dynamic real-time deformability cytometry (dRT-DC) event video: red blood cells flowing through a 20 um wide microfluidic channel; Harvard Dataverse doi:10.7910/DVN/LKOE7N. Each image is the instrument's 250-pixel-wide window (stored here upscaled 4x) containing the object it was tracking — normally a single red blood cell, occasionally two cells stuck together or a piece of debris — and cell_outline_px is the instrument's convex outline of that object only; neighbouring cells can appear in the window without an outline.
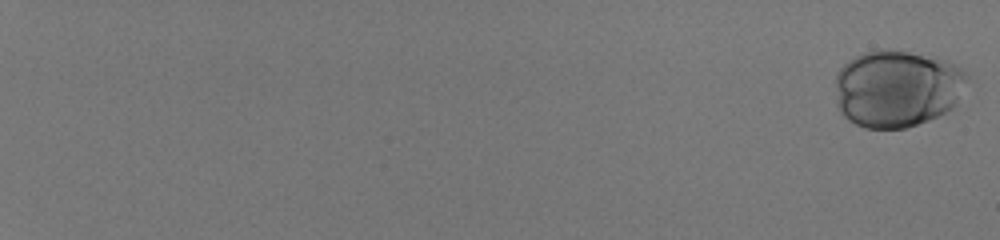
{"species": "human", "species_latin": "Homo sapiens", "temperature_condition": "room temperature", "stored_images_in_passage": 53, "camera_frame_rate_fps": 3000, "um_per_image_px": 0.085, "donor": {"sex": "male"}, "frame": {"image": 1, "passage_image": 1, "time_ms": 0.0, "image_size_px": [1000, 240], "cell_outline_px": [[968, 80], [956, 104], [952, 108], [940, 116], [904, 128], [864, 128], [848, 120], [840, 112], [836, 104], [836, 76], [840, 68], [848, 60], [864, 52], [876, 48], [892, 48], [944, 60], [968, 72]], "centroid_in_image_um": [76.24, 7.51], "position_along_channel_um": 8.8, "area_um2": 59.77}}
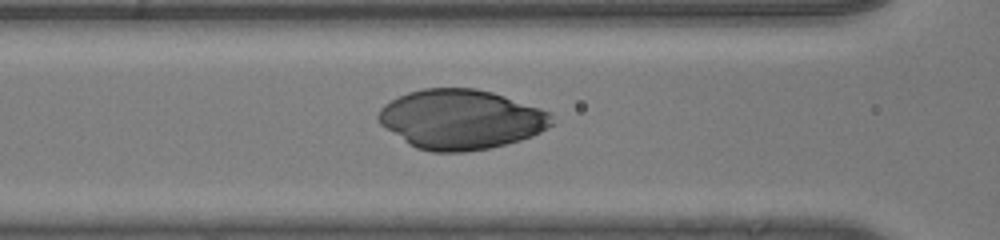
{"frame": {"image": 2, "passage_image": 31, "time_ms": 10.0, "image_size_px": [1000, 240], "cell_outline_px": [[556, 124], [532, 136], [520, 140], [488, 148], [464, 152], [432, 152], [416, 148], [408, 144], [380, 124], [376, 120], [376, 116], [380, 108], [384, 104], [408, 92], [424, 88], [476, 88], [492, 92], [552, 112]], "centroid_in_image_um": [39.19, 10.15], "position_along_channel_um": 127.4, "area_um2": 60.57}}
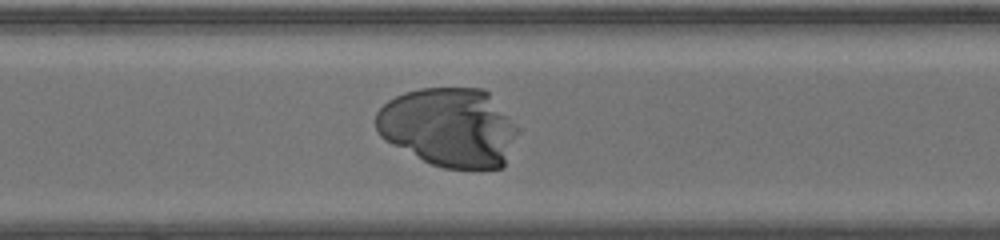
{"frame": {"image": 3, "passage_image": 46, "time_ms": 15.0, "image_size_px": [1000, 240], "cell_outline_px": [[516, 132], [504, 168], [444, 168], [432, 164], [384, 140], [376, 132], [376, 112], [388, 100], [404, 92], [420, 88], [484, 88], [488, 92], [508, 116]], "centroid_in_image_um": [38.11, 10.81], "position_along_channel_um": 332.5, "area_um2": 64.62}}